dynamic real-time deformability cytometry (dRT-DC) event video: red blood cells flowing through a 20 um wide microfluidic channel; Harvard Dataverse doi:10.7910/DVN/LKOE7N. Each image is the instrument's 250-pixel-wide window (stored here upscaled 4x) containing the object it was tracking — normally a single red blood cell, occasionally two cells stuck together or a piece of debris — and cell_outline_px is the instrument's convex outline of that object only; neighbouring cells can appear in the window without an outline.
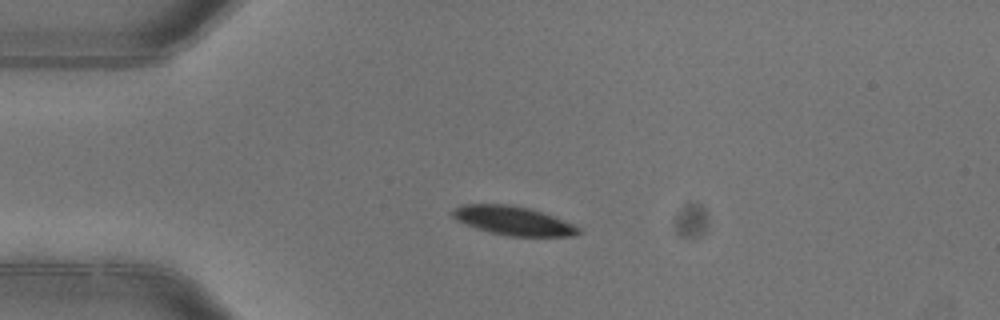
{"species": "common noctule bat (a hibernating species)", "species_latin": "Nyctalus noctula", "temperature_condition": "warm", "stored_images_in_passage": 3, "camera_frame_rate_fps": 3000, "um_per_image_px": 0.085, "animal": {"sex": "female"}, "frame": {"image": 1, "passage_image": 2, "time_ms": 0.333, "image_size_px": [1000, 320], "cell_outline_px": [[580, 232], [576, 236], [508, 236], [476, 228], [456, 220], [452, 216], [452, 212], [460, 204], [508, 204], [528, 208], [552, 216], [572, 224], [580, 228]], "centroid_in_image_um": [43.6, 18.76], "position_along_channel_um": 41.4, "area_um2": 20.87}}